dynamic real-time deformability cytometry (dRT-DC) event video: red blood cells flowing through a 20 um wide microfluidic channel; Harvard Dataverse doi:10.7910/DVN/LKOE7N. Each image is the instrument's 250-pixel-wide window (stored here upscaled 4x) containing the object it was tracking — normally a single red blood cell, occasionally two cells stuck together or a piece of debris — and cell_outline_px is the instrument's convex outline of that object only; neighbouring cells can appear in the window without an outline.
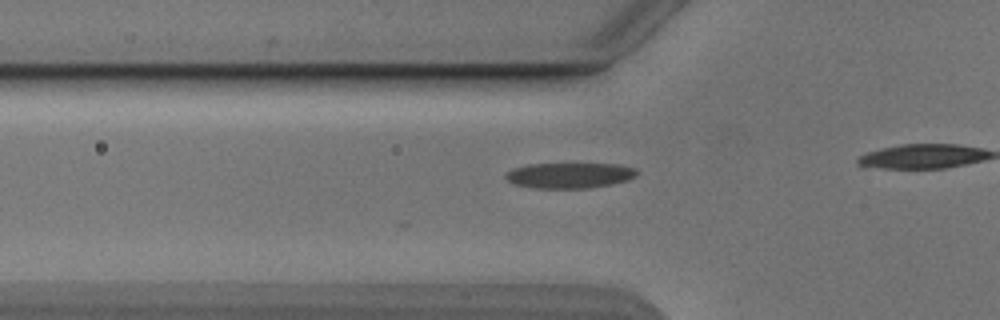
{"species": "Egyptian fruit bat (a non-hibernating species)", "species_latin": "Rousettus aegyptiacus", "temperature_condition": "cold", "stored_images_in_passage": 7, "camera_frame_rate_fps": 3000, "um_per_image_px": 0.085, "animal": {"sex": "male"}, "frame": {"image": 1, "passage_image": 2, "time_ms": 0.333, "image_size_px": [1000, 320], "cell_outline_px": [[640, 172], [636, 176], [628, 180], [612, 184], [588, 188], [536, 188], [516, 184], [508, 180], [504, 176], [512, 168], [528, 164], [620, 164], [636, 168]], "centroid_in_image_um": [48.47, 14.9], "position_along_channel_um": 77.3, "area_um2": 19.54}}